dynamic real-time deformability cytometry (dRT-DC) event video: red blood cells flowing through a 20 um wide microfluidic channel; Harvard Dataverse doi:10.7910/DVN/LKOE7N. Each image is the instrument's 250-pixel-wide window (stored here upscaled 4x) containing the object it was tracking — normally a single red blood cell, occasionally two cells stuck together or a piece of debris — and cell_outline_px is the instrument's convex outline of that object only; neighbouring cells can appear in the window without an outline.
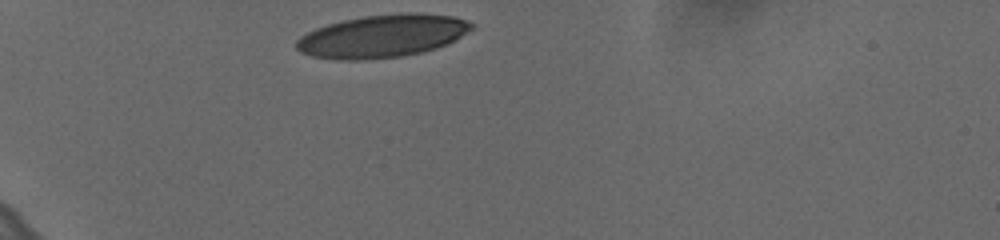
{"species": "human", "species_latin": "Homo sapiens", "temperature_condition": "cold", "stored_images_in_passage": 28, "camera_frame_rate_fps": 3000, "um_per_image_px": 0.085, "donor": {"sex": "female"}, "frame": {"image": 1, "passage_image": 1, "time_ms": 0.0, "image_size_px": [1000, 240], "cell_outline_px": [[476, 24], [472, 28], [448, 44], [436, 48], [404, 56], [364, 60], [336, 60], [312, 56], [300, 52], [296, 48], [296, 40], [300, 36], [316, 28], [328, 24], [344, 20], [364, 16], [408, 12], [416, 12], [452, 16]], "centroid_in_image_um": [32.48, 3.07], "position_along_channel_um": 52.5, "area_um2": 43.64}}
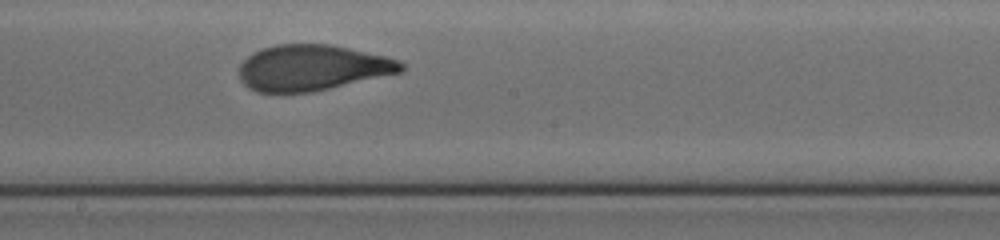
{"frame": {"image": 2, "passage_image": 16, "time_ms": 5.0, "image_size_px": [1000, 240], "cell_outline_px": [[404, 68], [400, 72], [312, 92], [256, 92], [248, 88], [240, 80], [240, 64], [248, 56], [264, 48], [276, 44], [328, 44], [348, 48], [384, 56], [396, 60], [404, 64]], "centroid_in_image_um": [26.49, 5.76], "position_along_channel_um": 221.7, "area_um2": 42.66}}
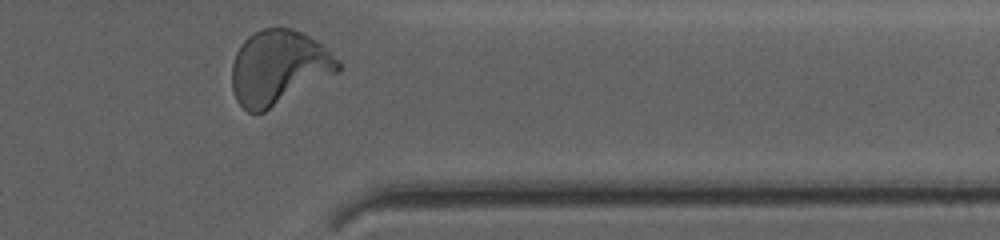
{"frame": {"image": 3, "passage_image": 28, "time_ms": 9.0, "image_size_px": [1000, 240], "cell_outline_px": [[340, 72], [264, 112], [248, 112], [236, 100], [232, 88], [232, 64], [236, 52], [244, 40], [248, 36], [264, 28], [292, 28], [316, 40], [340, 64]], "centroid_in_image_um": [23.66, 5.75], "position_along_channel_um": 387.7, "area_um2": 45.66}, "authors_computed_cell_mechanics": {"area_um2": 43.8991, "velocity_mm_per_s": 3.6579, "shape_relaxation_time_tau1_ms": 4.7457, "shape_relaxation_time_tau2_ms": 0.7315, "deformation_change_tau1": 0.2336, "deformation_change_tau2": 0.081}}